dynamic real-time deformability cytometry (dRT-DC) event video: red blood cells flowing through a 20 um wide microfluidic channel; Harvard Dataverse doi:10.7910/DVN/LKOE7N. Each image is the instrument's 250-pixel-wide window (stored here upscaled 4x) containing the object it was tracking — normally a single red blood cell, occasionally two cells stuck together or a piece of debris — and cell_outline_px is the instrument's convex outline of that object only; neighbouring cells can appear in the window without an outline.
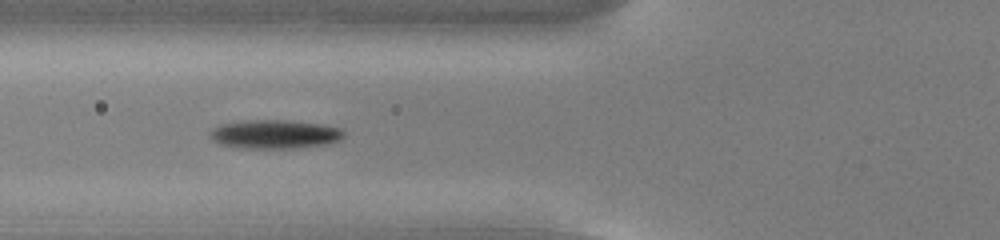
{"species": "common noctule bat (a hibernating species)", "species_latin": "Nyctalus noctula", "temperature_condition": "cold", "stored_images_in_passage": 38, "camera_frame_rate_fps": 3000, "um_per_image_px": 0.085, "animal": {"sex": "male", "body_mass_g": 13.0, "forearm_length_mm": 53.1}, "frame": {"image": 1, "passage_image": 6, "time_ms": 1.667, "image_size_px": [1000, 240], "cell_outline_px": [[344, 136], [340, 140], [324, 144], [292, 148], [240, 148], [220, 144], [212, 140], [212, 128], [220, 124], [248, 120], [284, 120], [320, 124], [340, 128], [344, 132]], "centroid_in_image_um": [23.34, 11.41], "position_along_channel_um": 102.5, "area_um2": 22.2}}
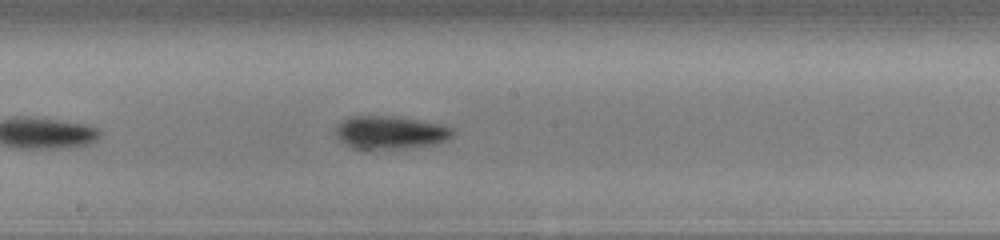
{"frame": {"image": 2, "passage_image": 15, "time_ms": 4.667, "image_size_px": [1000, 240], "cell_outline_px": [[456, 132], [448, 140], [436, 144], [412, 148], [368, 152], [352, 148], [344, 144], [336, 136], [336, 128], [348, 116], [392, 116], [444, 124], [452, 128]], "centroid_in_image_um": [33.19, 11.31], "position_along_channel_um": 215.0, "area_um2": 23.47}}
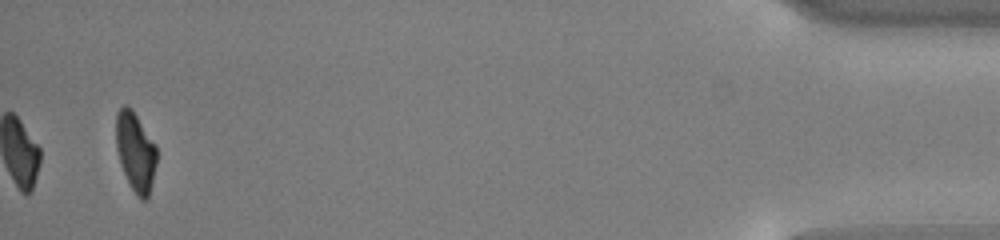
{"frame": {"image": 3, "passage_image": 38, "time_ms": 12.333, "image_size_px": [1000, 240], "cell_outline_px": [[156, 164], [148, 200], [140, 200], [136, 196], [120, 164], [116, 148], [116, 112], [124, 104], [128, 104], [132, 108], [156, 144]], "centroid_in_image_um": [11.51, 12.87], "position_along_channel_um": 423.7, "area_um2": 18.96}, "authors_computed_cell_mechanics": {"area_um2": 21.5883, "velocity_mm_per_s": 3.749, "shape_relaxation_time_tau1_ms": 2.7223, "shape_relaxation_time_tau2_ms": null, "deformation_change_tau1": 0.1567, "deformation_change_tau2": null}}